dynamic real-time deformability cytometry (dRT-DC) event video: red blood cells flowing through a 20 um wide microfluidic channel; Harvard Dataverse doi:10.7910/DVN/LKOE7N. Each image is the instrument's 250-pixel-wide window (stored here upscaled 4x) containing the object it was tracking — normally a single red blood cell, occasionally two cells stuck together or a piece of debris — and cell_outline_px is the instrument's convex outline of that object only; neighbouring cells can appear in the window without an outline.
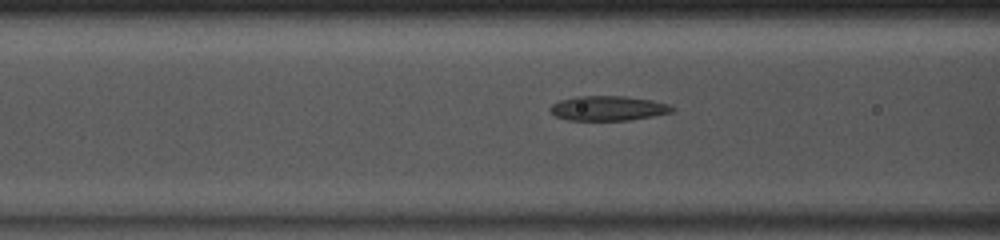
{"species": "common noctule bat (a hibernating species)", "species_latin": "Nyctalus noctula", "temperature_condition": "room temperature", "stored_images_in_passage": 44, "camera_frame_rate_fps": 3000, "um_per_image_px": 0.085, "animal": {"sex": "male", "body_mass_g": 13.0, "forearm_length_mm": 53.1}, "frame": {"image": 1, "passage_image": 18, "time_ms": 5.667, "image_size_px": [1000, 240], "cell_outline_px": [[676, 108], [672, 112], [652, 116], [628, 120], [568, 120], [556, 116], [548, 108], [552, 104], [560, 100], [576, 96], [624, 96], [652, 100], [668, 104]], "centroid_in_image_um": [51.68, 9.2], "position_along_channel_um": 114.9, "area_um2": 17.51}}
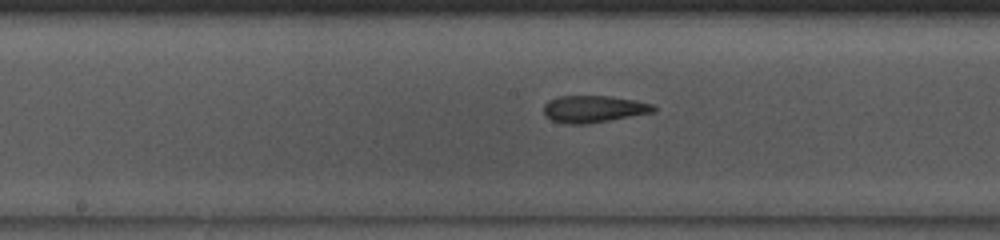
{"frame": {"image": 2, "passage_image": 24, "time_ms": 7.667, "image_size_px": [1000, 240], "cell_outline_px": [[656, 112], [584, 124], [568, 124], [552, 120], [544, 116], [544, 104], [548, 100], [556, 96], [612, 96], [636, 100], [652, 104], [656, 108]], "centroid_in_image_um": [50.45, 9.25], "position_along_channel_um": 197.8, "area_um2": 17.34}}
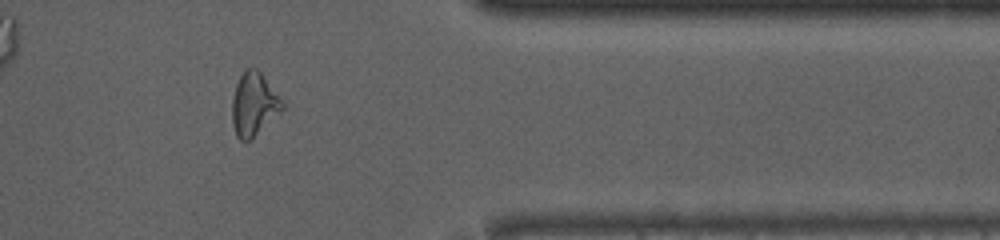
{"frame": {"image": 3, "passage_image": 39, "time_ms": 12.667, "image_size_px": [1000, 240], "cell_outline_px": [[284, 108], [252, 140], [240, 140], [236, 136], [232, 124], [232, 100], [236, 84], [244, 68], [256, 68], [260, 72], [284, 104]], "centroid_in_image_um": [21.55, 8.89], "position_along_channel_um": 389.9, "area_um2": 18.32}}